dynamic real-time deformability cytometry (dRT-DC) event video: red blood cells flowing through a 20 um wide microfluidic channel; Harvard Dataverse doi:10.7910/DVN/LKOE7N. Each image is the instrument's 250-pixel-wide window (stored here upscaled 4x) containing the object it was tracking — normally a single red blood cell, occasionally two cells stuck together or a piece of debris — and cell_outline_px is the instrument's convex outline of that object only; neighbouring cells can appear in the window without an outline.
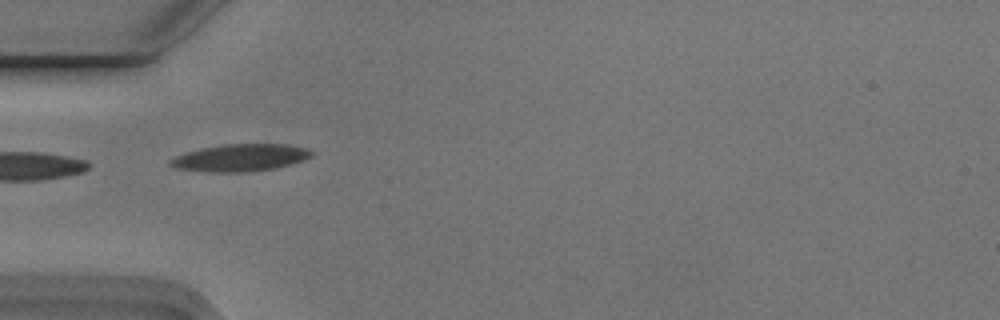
{"species": "Egyptian fruit bat (a non-hibernating species)", "species_latin": "Rousettus aegyptiacus", "temperature_condition": "cold", "stored_images_in_passage": 9, "camera_frame_rate_fps": 3000, "um_per_image_px": 0.085, "animal": {"sex": "male"}, "frame": {"image": 1, "passage_image": 4, "time_ms": 1.0, "image_size_px": [1000, 320], "cell_outline_px": [[316, 152], [312, 156], [304, 160], [272, 168], [244, 172], [212, 172], [176, 168], [168, 164], [168, 160], [184, 152], [224, 144], [288, 144], [308, 148]], "centroid_in_image_um": [20.44, 13.39], "position_along_channel_um": 64.6, "area_um2": 22.31}}
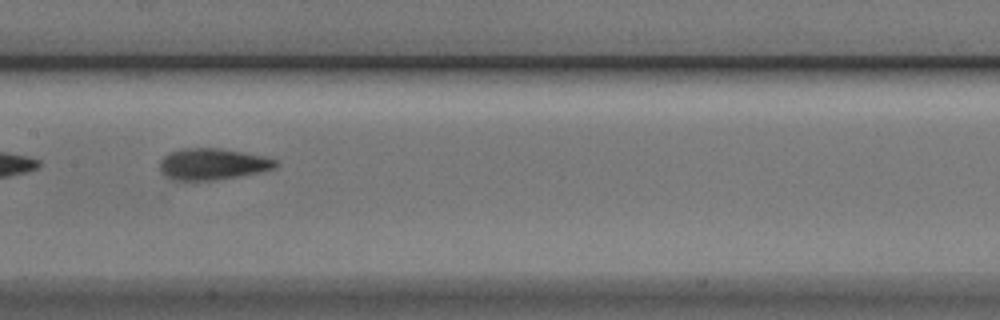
{"frame": {"image": 2, "passage_image": 7, "time_ms": 2.0, "image_size_px": [1000, 320], "cell_outline_px": [[280, 164], [276, 168], [260, 172], [240, 176], [212, 180], [172, 180], [164, 176], [160, 172], [160, 160], [164, 156], [172, 152], [184, 148], [220, 148], [264, 156], [276, 160]], "centroid_in_image_um": [18.07, 13.95], "position_along_channel_um": 189.3, "area_um2": 21.27}}
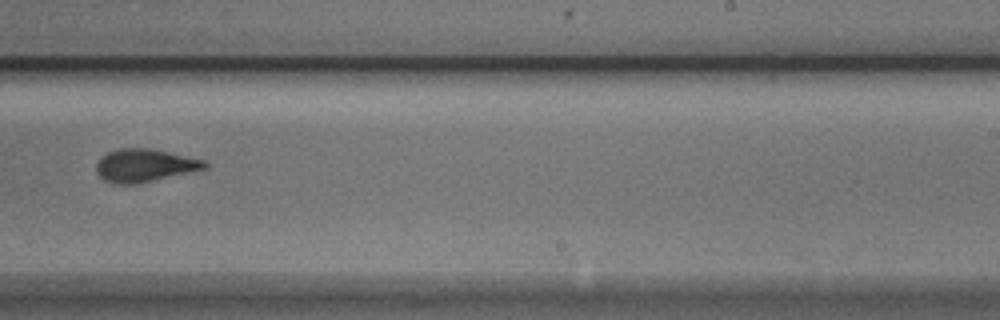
{"frame": {"image": 3, "passage_image": 9, "time_ms": 2.667, "image_size_px": [1000, 320], "cell_outline_px": [[208, 168], [136, 184], [116, 184], [104, 180], [96, 172], [96, 164], [100, 156], [108, 152], [120, 148], [148, 148], [168, 152], [204, 160], [208, 164]], "centroid_in_image_um": [12.26, 14.06], "position_along_channel_um": 276.7, "area_um2": 20.69}}